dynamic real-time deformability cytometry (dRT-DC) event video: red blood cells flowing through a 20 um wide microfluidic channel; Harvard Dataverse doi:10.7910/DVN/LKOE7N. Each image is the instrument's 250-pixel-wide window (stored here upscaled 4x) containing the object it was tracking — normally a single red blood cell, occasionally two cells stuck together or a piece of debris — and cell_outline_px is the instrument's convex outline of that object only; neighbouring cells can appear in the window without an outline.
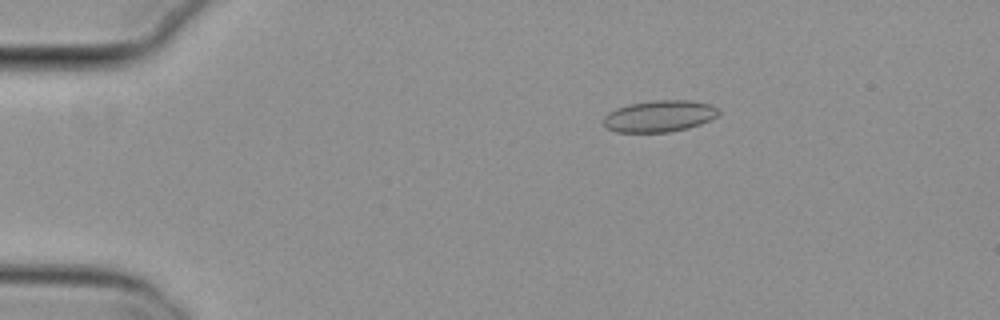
{"species": "common noctule bat (a hibernating species)", "species_latin": "Nyctalus noctula", "temperature_condition": "cold", "stored_images_in_passage": 5, "camera_frame_rate_fps": 3000, "um_per_image_px": 0.085, "animal": {"sex": "female", "body_mass_g": 29.2, "forearm_length_mm": 56.3}, "frame": {"image": 1, "passage_image": 3, "time_ms": 0.667, "image_size_px": [1000, 320], "cell_outline_px": [[720, 112], [716, 116], [700, 124], [688, 128], [668, 132], [616, 132], [608, 128], [604, 124], [604, 116], [608, 112], [616, 108], [628, 104], [652, 100], [692, 100], [712, 104], [720, 108]], "centroid_in_image_um": [56.07, 9.85], "position_along_channel_um": 28.9, "area_um2": 21.33}}